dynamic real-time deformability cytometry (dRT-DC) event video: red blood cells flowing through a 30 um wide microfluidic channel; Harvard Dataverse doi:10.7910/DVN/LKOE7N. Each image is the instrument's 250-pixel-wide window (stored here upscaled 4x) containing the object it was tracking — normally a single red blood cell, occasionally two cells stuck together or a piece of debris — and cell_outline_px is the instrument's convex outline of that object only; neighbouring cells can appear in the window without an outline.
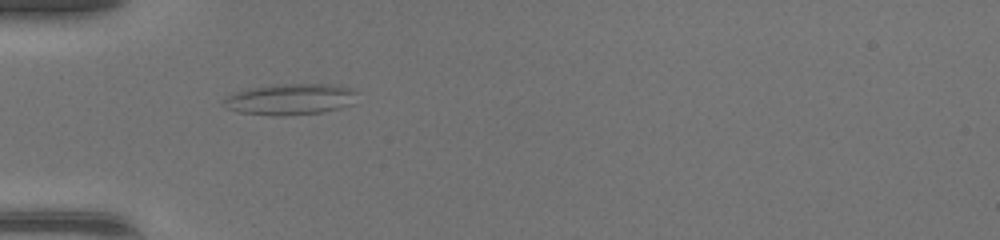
{"species": "common noctule bat (a hibernating species)", "species_latin": "Nyctalus noctula", "temperature_condition": "warm", "stored_images_in_passage": 33, "camera_frame_rate_fps": 3000, "um_per_image_px": 0.085, "animal": {"sex": "female", "body_mass_g": 17.0, "forearm_length_mm": 48.0}, "frame": {"image": 1, "passage_image": 1, "time_ms": 0.0, "image_size_px": [1000, 240], "cell_outline_px": [[356, 92], [352, 104], [340, 108], [324, 112], [284, 116], [272, 116], [240, 112], [224, 108], [220, 104], [228, 96], [236, 92], [256, 88], [284, 84], [340, 84], [352, 88]], "centroid_in_image_um": [24.7, 8.45], "position_along_channel_um": 60.3, "area_um2": 24.22}}
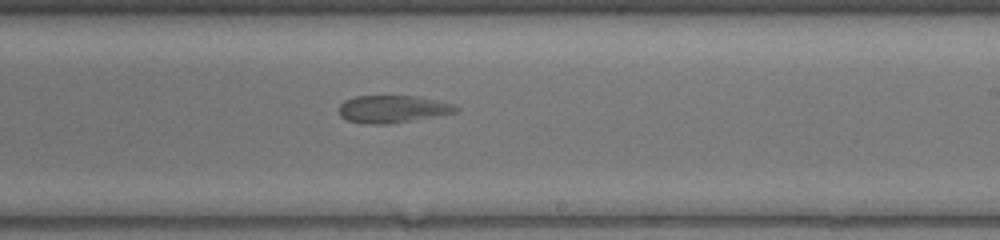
{"frame": {"image": 2, "passage_image": 15, "time_ms": 4.667, "image_size_px": [1000, 240], "cell_outline_px": [[460, 108], [456, 112], [436, 116], [388, 124], [364, 124], [348, 120], [340, 116], [340, 104], [344, 100], [356, 96], [416, 96], [452, 104]], "centroid_in_image_um": [33.34, 9.27], "position_along_channel_um": 255.7, "area_um2": 18.5}}
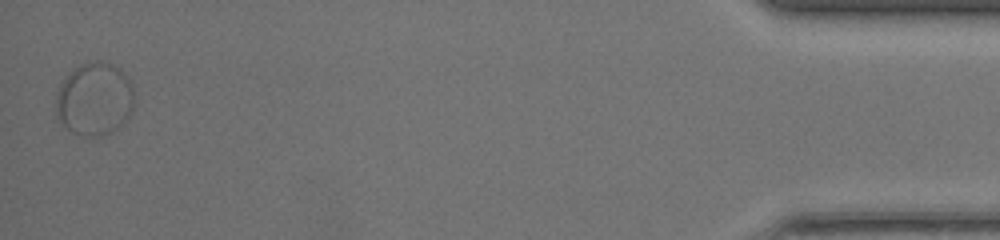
{"frame": {"image": 3, "passage_image": 33, "time_ms": 10.667, "image_size_px": [1000, 240], "cell_outline_px": [[136, 100], [128, 116], [120, 128], [100, 136], [84, 136], [72, 132], [56, 116], [56, 92], [60, 80], [72, 68], [80, 64], [112, 64], [120, 68], [124, 72], [132, 84]], "centroid_in_image_um": [8.03, 8.43], "position_along_channel_um": 427.2, "area_um2": 33.52}}